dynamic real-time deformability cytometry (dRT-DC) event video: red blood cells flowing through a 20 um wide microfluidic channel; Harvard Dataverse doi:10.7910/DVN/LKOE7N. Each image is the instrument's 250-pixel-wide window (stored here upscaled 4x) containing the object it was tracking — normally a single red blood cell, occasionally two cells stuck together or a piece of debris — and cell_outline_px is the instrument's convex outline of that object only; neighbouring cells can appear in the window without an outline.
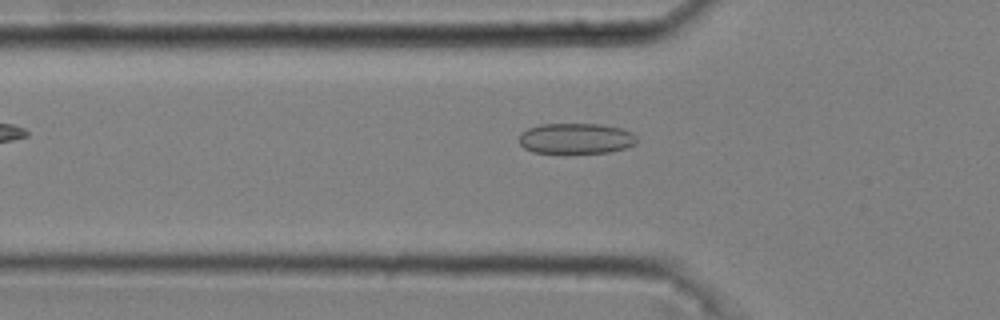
{"species": "common noctule bat (a hibernating species)", "species_latin": "Nyctalus noctula", "temperature_condition": "cold", "stored_images_in_passage": 34, "camera_frame_rate_fps": 3000, "um_per_image_px": 0.085, "animal": {"sex": "male", "body_mass_g": 20.4}, "frame": {"image": 1, "passage_image": 3, "time_ms": 0.667, "image_size_px": [1000, 320], "cell_outline_px": [[636, 144], [612, 152], [564, 156], [532, 152], [524, 148], [520, 144], [520, 132], [528, 128], [540, 124], [600, 124], [620, 128], [632, 132], [636, 136]], "centroid_in_image_um": [48.92, 11.82], "position_along_channel_um": 76.9, "area_um2": 22.02}}
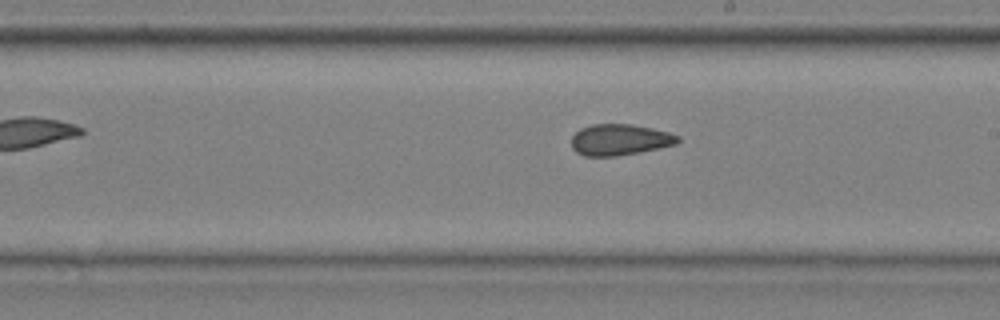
{"frame": {"image": 2, "passage_image": 16, "time_ms": 5.0, "image_size_px": [1000, 320], "cell_outline_px": [[680, 140], [676, 144], [640, 152], [616, 156], [584, 156], [576, 152], [572, 148], [572, 136], [580, 128], [592, 124], [632, 124], [652, 128], [668, 132], [680, 136]], "centroid_in_image_um": [52.67, 11.87], "position_along_channel_um": 236.3, "area_um2": 19.36}}
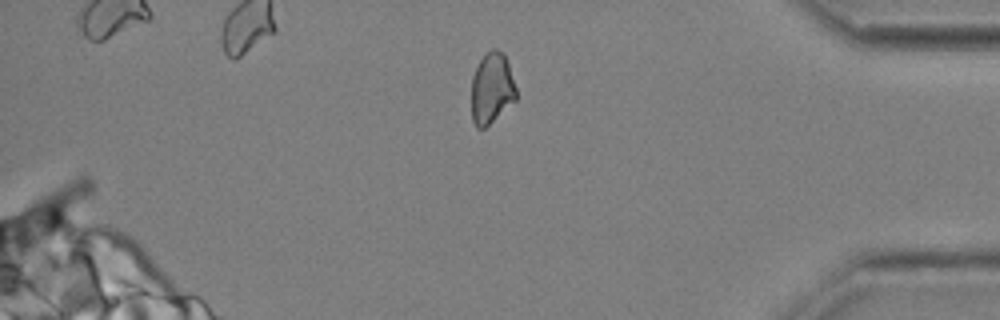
{"frame": {"image": 3, "passage_image": 31, "time_ms": 10.0, "image_size_px": [1000, 320], "cell_outline_px": [[516, 100], [484, 128], [476, 128], [472, 120], [472, 76], [484, 52], [492, 48], [496, 48], [504, 52], [516, 88]], "centroid_in_image_um": [41.79, 7.47], "position_along_channel_um": 393.4, "area_um2": 18.55}, "authors_computed_cell_mechanics": {"area_um2": 19.6809, "velocity_mm_per_s": 3.6726, "shape_relaxation_time_tau1_ms": null, "shape_relaxation_time_tau2_ms": 3.3229, "deformation_change_tau1": null, "deformation_change_tau2": 0.0949}}